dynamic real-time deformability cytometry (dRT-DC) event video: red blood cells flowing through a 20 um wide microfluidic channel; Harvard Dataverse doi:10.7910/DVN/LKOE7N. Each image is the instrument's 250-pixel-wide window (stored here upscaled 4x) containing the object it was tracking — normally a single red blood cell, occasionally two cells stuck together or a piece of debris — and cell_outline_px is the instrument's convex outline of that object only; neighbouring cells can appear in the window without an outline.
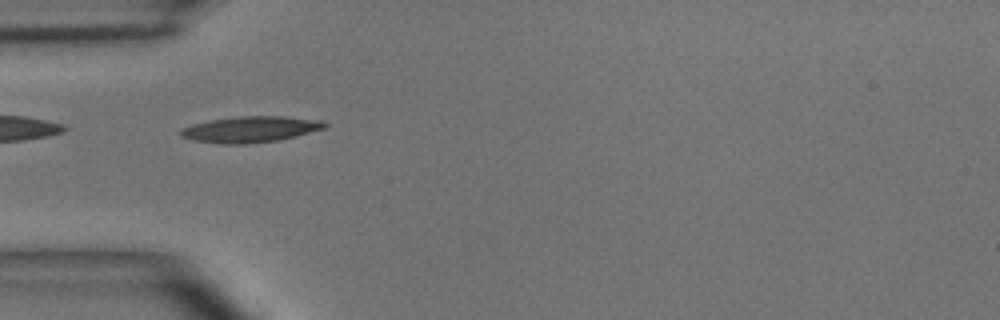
{"species": "common noctule bat (a hibernating species)", "species_latin": "Nyctalus noctula", "temperature_condition": "room temperature", "stored_images_in_passage": 3, "camera_frame_rate_fps": 3000, "um_per_image_px": 0.085, "animal": {"sex": "male", "body_mass_g": 15.6}, "frame": {"image": 1, "passage_image": 2, "time_ms": 1.333, "image_size_px": [1000, 320], "cell_outline_px": [[328, 124], [324, 128], [296, 136], [276, 140], [244, 144], [224, 144], [192, 140], [180, 136], [180, 128], [192, 124], [208, 120], [240, 116], [284, 116], [324, 120]], "centroid_in_image_um": [21.27, 10.98], "position_along_channel_um": 63.7, "area_um2": 21.91}}
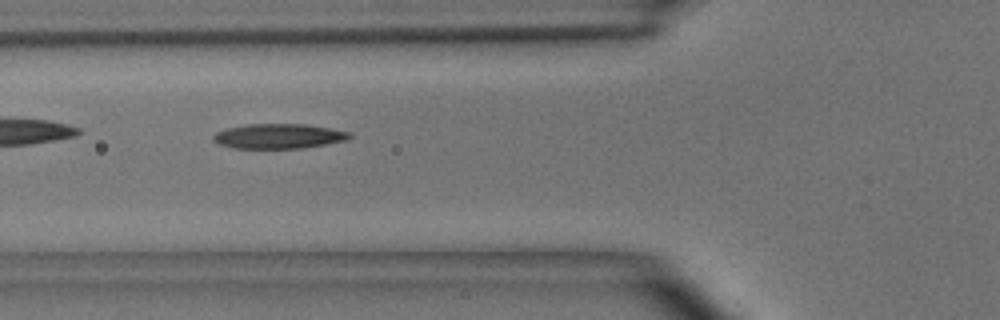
{"frame": {"image": 2, "passage_image": 3, "time_ms": 2.333, "image_size_px": [1000, 320], "cell_outline_px": [[352, 136], [348, 140], [304, 148], [236, 148], [220, 144], [212, 140], [212, 136], [216, 132], [228, 128], [248, 124], [304, 124], [352, 132]], "centroid_in_image_um": [23.72, 11.57], "position_along_channel_um": 102.1, "area_um2": 19.65}}